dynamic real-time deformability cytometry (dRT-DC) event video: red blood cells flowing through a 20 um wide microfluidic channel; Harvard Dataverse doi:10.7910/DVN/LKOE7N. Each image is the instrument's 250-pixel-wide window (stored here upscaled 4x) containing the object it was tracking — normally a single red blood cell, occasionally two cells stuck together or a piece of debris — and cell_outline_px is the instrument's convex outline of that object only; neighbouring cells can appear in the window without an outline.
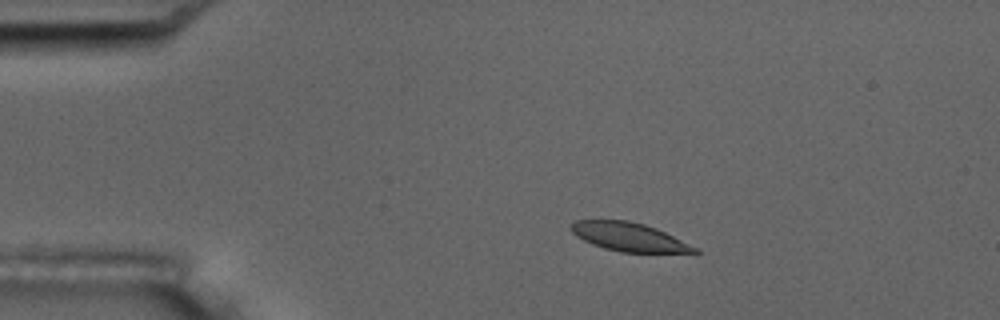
{"species": "common noctule bat (a hibernating species)", "species_latin": "Nyctalus noctula", "temperature_condition": "room temperature", "stored_images_in_passage": 4, "camera_frame_rate_fps": 3000, "um_per_image_px": 0.085, "animal": {"sex": "male", "body_mass_g": 17.5, "forearm_length_mm": 52.3}, "frame": {"image": 1, "passage_image": 2, "time_ms": 1.333, "image_size_px": [1000, 320], "cell_outline_px": [[700, 252], [696, 256], [620, 252], [604, 248], [592, 244], [576, 236], [568, 228], [576, 220], [628, 220], [644, 224], [656, 228], [696, 248]], "centroid_in_image_um": [53.58, 20.2], "position_along_channel_um": 31.4, "area_um2": 21.33}}